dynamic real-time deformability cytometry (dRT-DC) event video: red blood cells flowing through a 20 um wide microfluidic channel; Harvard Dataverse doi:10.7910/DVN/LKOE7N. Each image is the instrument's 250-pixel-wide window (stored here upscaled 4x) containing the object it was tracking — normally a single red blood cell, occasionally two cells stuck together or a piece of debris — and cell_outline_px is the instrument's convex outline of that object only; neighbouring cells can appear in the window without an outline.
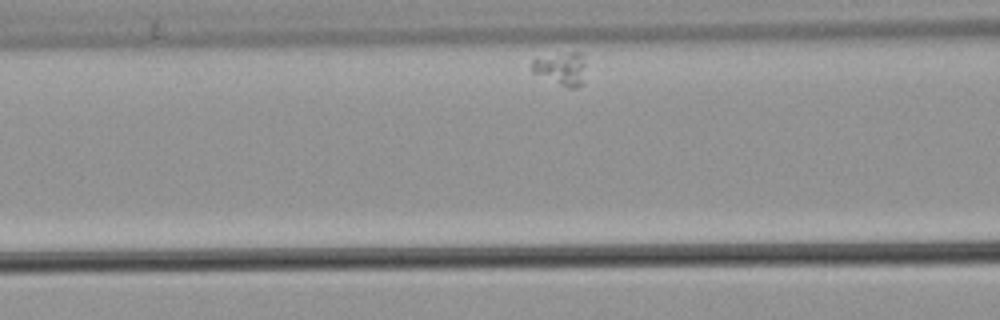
{"species": "common noctule bat (a hibernating species)", "species_latin": "Nyctalus noctula", "temperature_condition": "warm", "stored_images_in_passage": 31, "camera_frame_rate_fps": 3000, "um_per_image_px": 0.085, "animal": {"sex": "male", "body_mass_g": 21.5, "forearm_length_mm": 52.0}, "frame": {"image": 1, "passage_image": 6, "time_ms": 1.667, "image_size_px": [1000, 320], "cell_outline_px": [[584, 84], [576, 88], [568, 88], [532, 72], [532, 60], [572, 52], [580, 52], [584, 64]], "centroid_in_image_um": [47.74, 5.88], "position_along_channel_um": 118.9, "area_um2": 10.0}}